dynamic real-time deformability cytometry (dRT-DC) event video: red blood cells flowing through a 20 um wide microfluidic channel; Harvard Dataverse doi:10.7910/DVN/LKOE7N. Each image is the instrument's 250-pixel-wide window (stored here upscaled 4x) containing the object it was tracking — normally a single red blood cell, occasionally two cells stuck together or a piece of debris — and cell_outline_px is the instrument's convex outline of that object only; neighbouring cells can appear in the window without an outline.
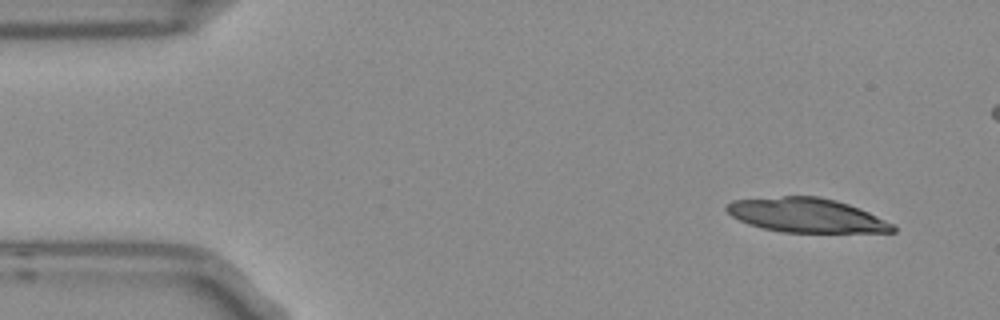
{"species": "Egyptian fruit bat (a non-hibernating species)", "species_latin": "Rousettus aegyptiacus", "temperature_condition": "room temperature", "stored_images_in_passage": 3, "camera_frame_rate_fps": 3000, "um_per_image_px": 0.085, "frame": {"image": 1, "passage_image": 1, "time_ms": 0.0, "image_size_px": [1000, 320], "cell_outline_px": [[896, 232], [780, 232], [748, 224], [732, 216], [724, 208], [724, 204], [732, 200], [784, 196], [820, 196], [836, 200], [848, 204], [868, 212], [892, 224], [896, 228]], "centroid_in_image_um": [68.5, 18.29], "position_along_channel_um": 16.5, "area_um2": 33.0}}